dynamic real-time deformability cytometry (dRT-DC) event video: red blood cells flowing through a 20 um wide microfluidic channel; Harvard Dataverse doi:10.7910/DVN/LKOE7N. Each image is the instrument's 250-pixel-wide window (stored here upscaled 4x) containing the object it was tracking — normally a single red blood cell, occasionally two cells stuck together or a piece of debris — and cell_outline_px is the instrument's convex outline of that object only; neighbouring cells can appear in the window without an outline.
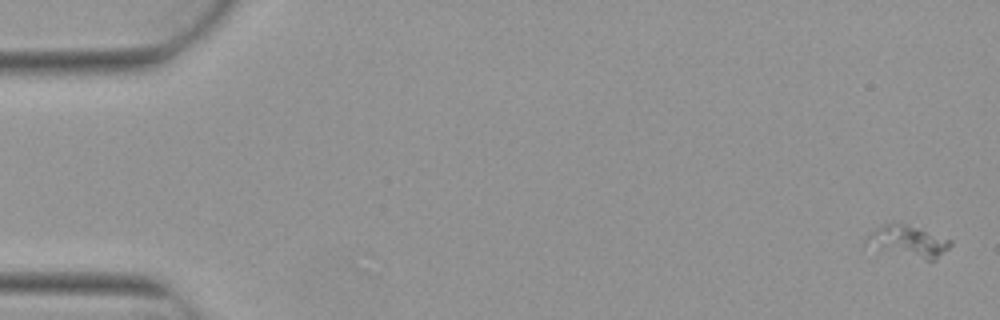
{"species": "Egyptian fruit bat (a non-hibernating species)", "species_latin": "Rousettus aegyptiacus", "temperature_condition": "warm", "stored_images_in_passage": 6, "camera_frame_rate_fps": 3000, "um_per_image_px": 0.085, "animal": {"sex": "female"}, "frame": {"image": 1, "passage_image": 1, "time_ms": 0.0, "image_size_px": [1000, 320], "cell_outline_px": [[952, 244], [936, 260], [924, 260], [860, 248], [864, 240], [880, 224], [892, 220], [908, 224], [952, 240]], "centroid_in_image_um": [77.04, 20.52], "position_along_channel_um": 8.0, "area_um2": 16.59}}
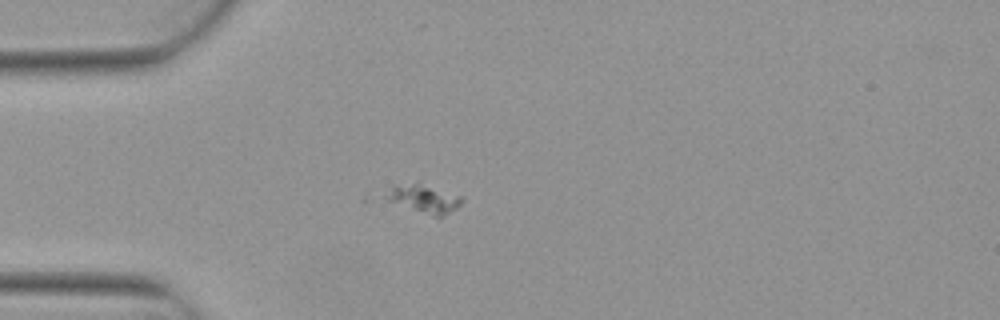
{"frame": {"image": 2, "passage_image": 5, "time_ms": 1.333, "image_size_px": [1000, 320], "cell_outline_px": [[464, 200], [456, 208], [444, 216], [432, 216], [388, 200], [384, 196], [396, 184], [416, 184], [460, 196]], "centroid_in_image_um": [36.05, 16.93], "position_along_channel_um": 48.9, "area_um2": 11.56}}